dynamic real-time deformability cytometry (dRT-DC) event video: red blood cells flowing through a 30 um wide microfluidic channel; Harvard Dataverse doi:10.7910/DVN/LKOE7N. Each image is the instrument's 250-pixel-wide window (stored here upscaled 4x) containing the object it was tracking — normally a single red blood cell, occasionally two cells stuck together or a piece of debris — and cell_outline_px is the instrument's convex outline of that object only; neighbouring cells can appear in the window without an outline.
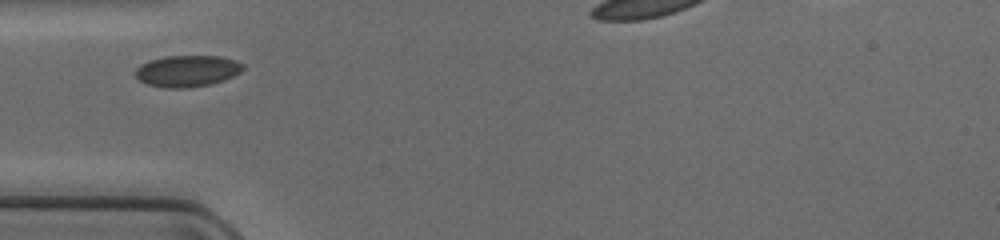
{"species": "common noctule bat (a hibernating species)", "species_latin": "Nyctalus noctula", "temperature_condition": "cold", "stored_images_in_passage": 25, "camera_frame_rate_fps": 3000, "um_per_image_px": 0.085, "animal": {"sex": "female", "body_mass_g": 17.0, "forearm_length_mm": 48.0}, "frame": {"image": 1, "passage_image": 1, "time_ms": 0.0, "image_size_px": [1000, 240], "cell_outline_px": [[244, 68], [240, 72], [224, 80], [212, 84], [184, 88], [164, 88], [148, 84], [140, 80], [136, 76], [136, 68], [140, 64], [148, 60], [164, 56], [220, 56], [236, 60], [244, 64]], "centroid_in_image_um": [15.92, 6.03], "position_along_channel_um": 69.1, "area_um2": 19.83}}
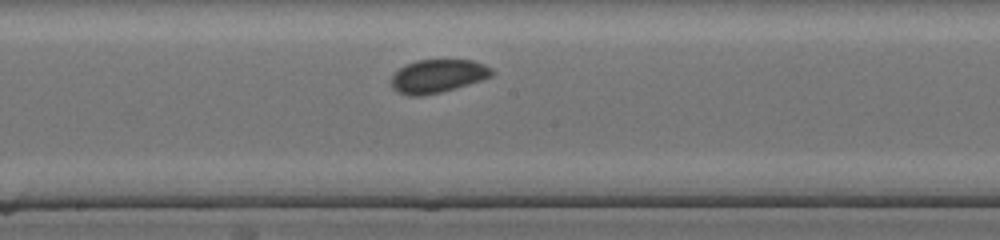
{"frame": {"image": 2, "passage_image": 11, "time_ms": 3.333, "image_size_px": [1000, 240], "cell_outline_px": [[492, 76], [456, 88], [440, 92], [420, 96], [408, 96], [396, 92], [392, 88], [392, 76], [400, 68], [416, 60], [472, 60], [484, 64], [492, 68]], "centroid_in_image_um": [37.19, 6.47], "position_along_channel_um": 211.0, "area_um2": 19.36}}
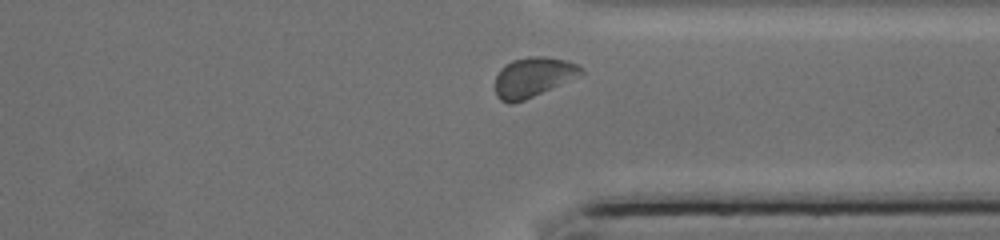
{"frame": {"image": 3, "passage_image": 22, "time_ms": 7.0, "image_size_px": [1000, 240], "cell_outline_px": [[584, 72], [580, 76], [524, 100], [512, 104], [508, 104], [500, 100], [496, 96], [496, 76], [500, 68], [504, 64], [512, 60], [532, 56], [544, 56], [568, 60], [584, 68]], "centroid_in_image_um": [45.32, 6.55], "position_along_channel_um": 366.1, "area_um2": 20.06}}